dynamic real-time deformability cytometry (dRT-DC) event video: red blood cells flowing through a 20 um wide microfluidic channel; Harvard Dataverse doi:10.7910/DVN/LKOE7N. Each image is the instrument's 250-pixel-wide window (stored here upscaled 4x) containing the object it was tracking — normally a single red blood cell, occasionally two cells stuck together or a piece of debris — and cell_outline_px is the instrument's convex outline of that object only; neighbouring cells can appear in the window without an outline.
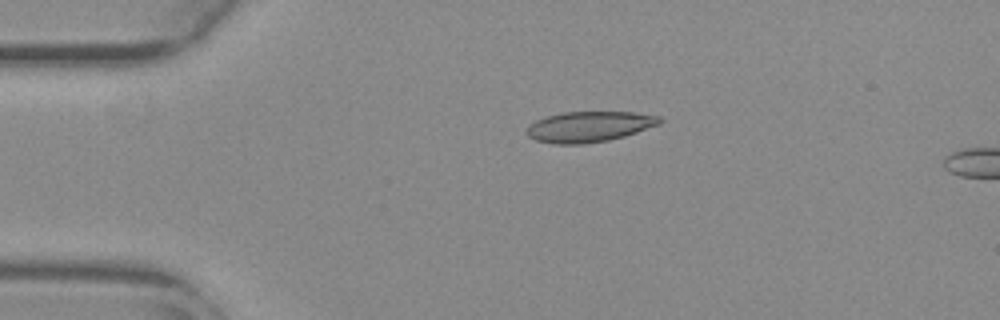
{"species": "common noctule bat (a hibernating species)", "species_latin": "Nyctalus noctula", "temperature_condition": "warm", "stored_images_in_passage": 4, "camera_frame_rate_fps": 3000, "um_per_image_px": 0.085, "animal": {"sex": "female", "body_mass_g": 29.2, "forearm_length_mm": 56.3}, "frame": {"image": 1, "passage_image": 1, "time_ms": 0.0, "image_size_px": [1000, 320], "cell_outline_px": [[664, 120], [660, 124], [624, 136], [608, 140], [584, 144], [552, 144], [536, 140], [528, 136], [524, 132], [528, 124], [536, 120], [548, 116], [564, 112], [632, 112], [660, 116]], "centroid_in_image_um": [50.05, 10.77], "position_along_channel_um": 34.9, "area_um2": 23.81}}